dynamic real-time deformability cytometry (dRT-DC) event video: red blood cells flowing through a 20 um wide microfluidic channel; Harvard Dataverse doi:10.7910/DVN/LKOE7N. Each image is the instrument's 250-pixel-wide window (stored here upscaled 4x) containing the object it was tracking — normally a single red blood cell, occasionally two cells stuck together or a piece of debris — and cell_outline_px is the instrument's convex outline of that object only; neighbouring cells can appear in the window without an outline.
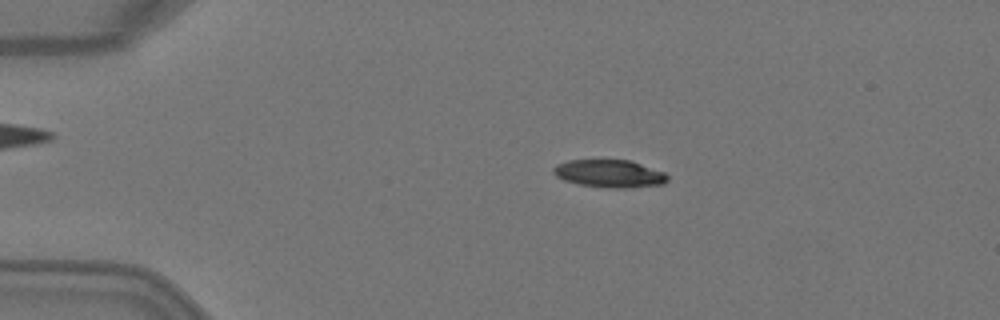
{"species": "Egyptian fruit bat (a non-hibernating species)", "species_latin": "Rousettus aegyptiacus", "temperature_condition": "warm", "stored_images_in_passage": 4, "camera_frame_rate_fps": 3000, "um_per_image_px": 0.085, "animal": {"sex": "female"}, "frame": {"image": 1, "passage_image": 2, "time_ms": 0.333, "image_size_px": [1000, 320], "cell_outline_px": [[668, 180], [664, 184], [628, 188], [612, 188], [580, 184], [564, 180], [556, 176], [552, 172], [552, 168], [556, 164], [568, 160], [628, 160], [664, 172], [668, 176]], "centroid_in_image_um": [51.79, 14.76], "position_along_channel_um": 33.2, "area_um2": 18.32}}